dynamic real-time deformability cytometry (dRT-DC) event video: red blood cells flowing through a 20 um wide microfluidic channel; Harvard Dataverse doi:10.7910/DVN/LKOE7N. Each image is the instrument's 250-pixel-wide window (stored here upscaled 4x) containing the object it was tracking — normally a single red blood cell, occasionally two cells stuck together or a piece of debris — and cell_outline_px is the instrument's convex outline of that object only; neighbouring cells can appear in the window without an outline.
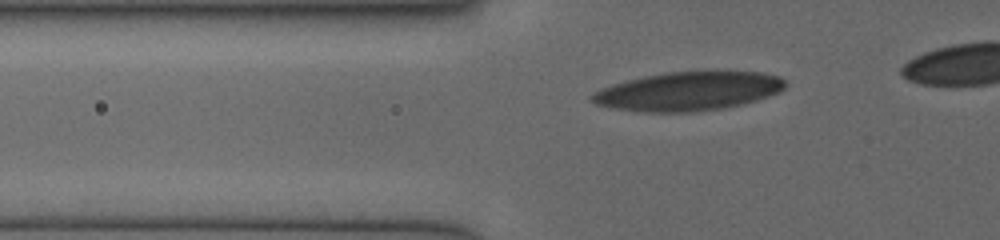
{"species": "human", "species_latin": "Homo sapiens", "temperature_condition": "cold", "stored_images_in_passage": 41, "camera_frame_rate_fps": 3000, "um_per_image_px": 0.085, "donor": {"sex": "female"}, "frame": {"image": 1, "passage_image": 6, "time_ms": 1.333, "image_size_px": [1000, 240], "cell_outline_px": [[784, 88], [780, 92], [756, 100], [724, 108], [696, 112], [644, 112], [616, 108], [596, 104], [588, 96], [592, 92], [612, 84], [644, 76], [668, 72], [760, 72], [780, 76], [784, 80]], "centroid_in_image_um": [58.49, 7.76], "position_along_channel_um": 67.3, "area_um2": 43.41}}
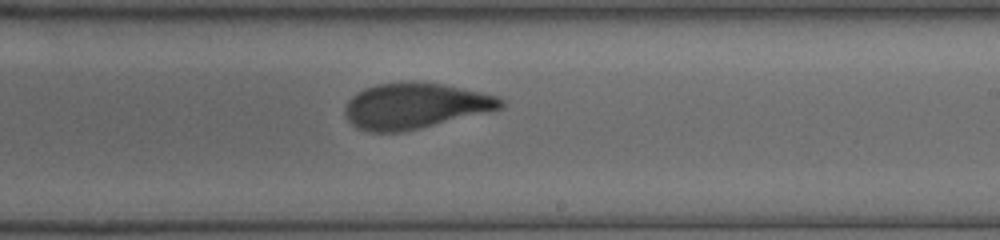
{"frame": {"image": 2, "passage_image": 26, "time_ms": 6.0, "image_size_px": [1000, 240], "cell_outline_px": [[504, 104], [500, 108], [488, 112], [404, 132], [368, 132], [356, 128], [348, 120], [344, 112], [344, 108], [348, 100], [356, 92], [364, 88], [376, 84], [412, 80], [444, 84], [480, 92], [496, 96], [504, 100]], "centroid_in_image_um": [35.23, 8.99], "position_along_channel_um": 253.8, "area_um2": 41.85}}
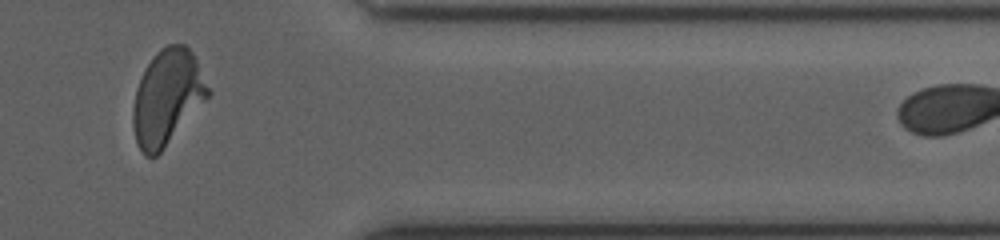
{"frame": {"image": 3, "passage_image": 39, "time_ms": 9.667, "image_size_px": [1000, 240], "cell_outline_px": [[212, 92], [164, 148], [156, 156], [144, 156], [136, 144], [132, 124], [132, 108], [136, 88], [148, 64], [156, 52], [160, 48], [168, 44], [184, 44], [192, 52]], "centroid_in_image_um": [14.19, 8.28], "position_along_channel_um": 397.2, "area_um2": 41.33}}